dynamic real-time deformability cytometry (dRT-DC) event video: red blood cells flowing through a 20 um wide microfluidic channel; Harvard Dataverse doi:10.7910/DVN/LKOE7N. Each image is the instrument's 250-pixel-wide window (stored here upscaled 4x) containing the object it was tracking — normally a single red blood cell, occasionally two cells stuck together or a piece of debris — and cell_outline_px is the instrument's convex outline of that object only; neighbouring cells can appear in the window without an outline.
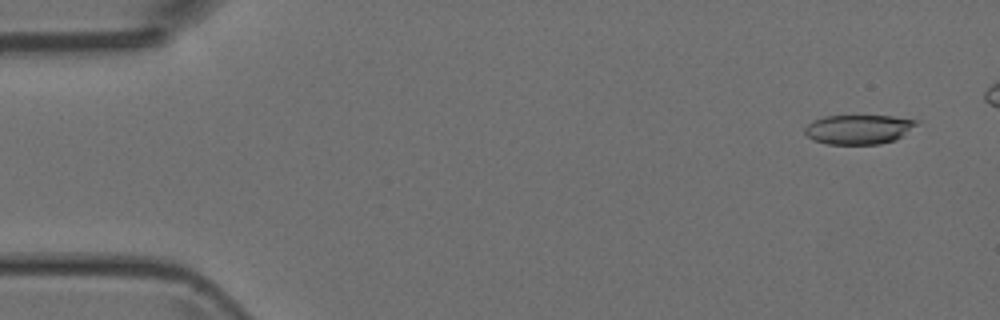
{"species": "Egyptian fruit bat (a non-hibernating species)", "species_latin": "Rousettus aegyptiacus", "temperature_condition": "room temperature", "stored_images_in_passage": 5, "camera_frame_rate_fps": 3000, "um_per_image_px": 0.085, "animal": {"sex": "female"}, "frame": {"image": 1, "passage_image": 1, "time_ms": 0.0, "image_size_px": [1000, 320], "cell_outline_px": [[920, 124], [896, 140], [880, 144], [828, 144], [812, 140], [804, 132], [804, 128], [812, 120], [824, 116], [892, 116], [920, 120]], "centroid_in_image_um": [73.01, 10.99], "position_along_channel_um": 12.0, "area_um2": 19.42}}